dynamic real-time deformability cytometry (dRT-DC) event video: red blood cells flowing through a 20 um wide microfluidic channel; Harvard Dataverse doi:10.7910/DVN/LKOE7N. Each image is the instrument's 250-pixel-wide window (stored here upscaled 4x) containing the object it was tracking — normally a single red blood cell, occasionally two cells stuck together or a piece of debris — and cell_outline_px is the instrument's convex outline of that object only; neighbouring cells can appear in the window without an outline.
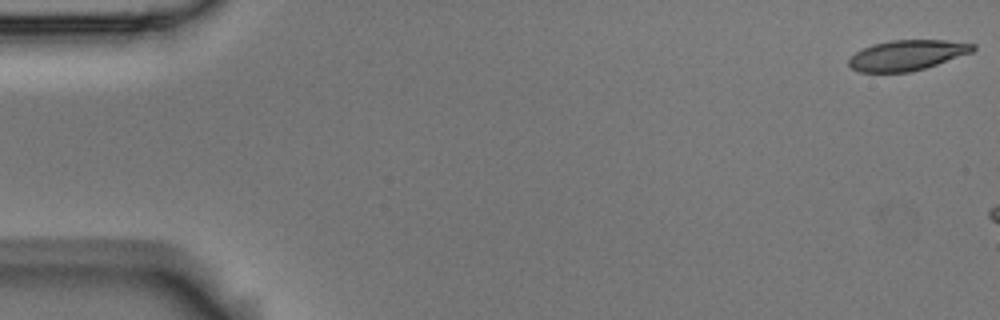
{"species": "Egyptian fruit bat (a non-hibernating species)", "species_latin": "Rousettus aegyptiacus", "temperature_condition": "room temperature", "stored_images_in_passage": 7, "camera_frame_rate_fps": 3000, "um_per_image_px": 0.085, "animal": {"sex": "male"}, "frame": {"image": 1, "passage_image": 1, "time_ms": 0.0, "image_size_px": [1000, 320], "cell_outline_px": [[976, 48], [972, 52], [924, 68], [908, 72], [860, 72], [852, 68], [848, 64], [848, 60], [856, 52], [872, 44], [892, 40], [944, 40], [976, 44]], "centroid_in_image_um": [77.09, 4.68], "position_along_channel_um": 7.9, "area_um2": 21.68}}